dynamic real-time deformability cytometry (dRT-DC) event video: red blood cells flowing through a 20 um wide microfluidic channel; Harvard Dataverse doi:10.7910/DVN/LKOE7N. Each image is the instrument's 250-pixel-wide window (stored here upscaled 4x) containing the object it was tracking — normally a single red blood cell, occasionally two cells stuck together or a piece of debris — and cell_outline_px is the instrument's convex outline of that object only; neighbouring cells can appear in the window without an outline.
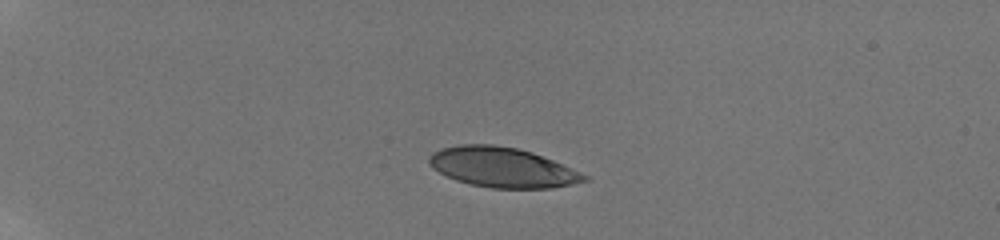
{"species": "human", "species_latin": "Homo sapiens", "temperature_condition": "room temperature", "stored_images_in_passage": 9, "camera_frame_rate_fps": 3000, "um_per_image_px": 0.085, "donor": {"sex": "male"}, "frame": {"image": 1, "passage_image": 1, "time_ms": 0.0, "image_size_px": [1000, 240], "cell_outline_px": [[588, 180], [552, 188], [492, 188], [472, 184], [456, 180], [432, 168], [428, 164], [428, 156], [432, 152], [440, 148], [460, 144], [492, 144], [516, 148], [532, 152], [552, 160], [588, 176]], "centroid_in_image_um": [42.64, 14.21], "position_along_channel_um": 42.4, "area_um2": 35.84}}
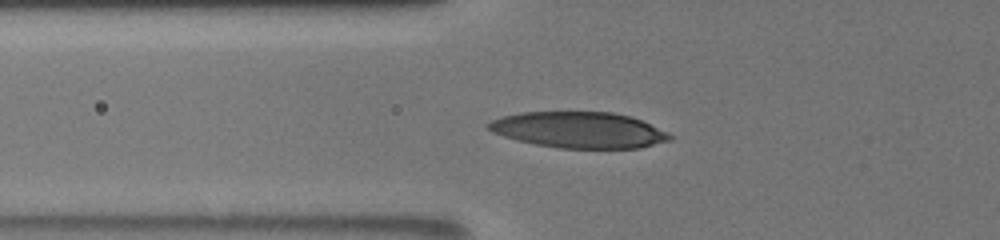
{"frame": {"image": 2, "passage_image": 6, "time_ms": 2.667, "image_size_px": [1000, 240], "cell_outline_px": [[676, 136], [672, 140], [640, 148], [556, 148], [516, 140], [492, 132], [488, 128], [488, 124], [492, 120], [500, 116], [520, 112], [612, 112], [632, 116], [668, 132]], "centroid_in_image_um": [49.25, 11.04], "position_along_channel_um": 76.6, "area_um2": 38.32}}
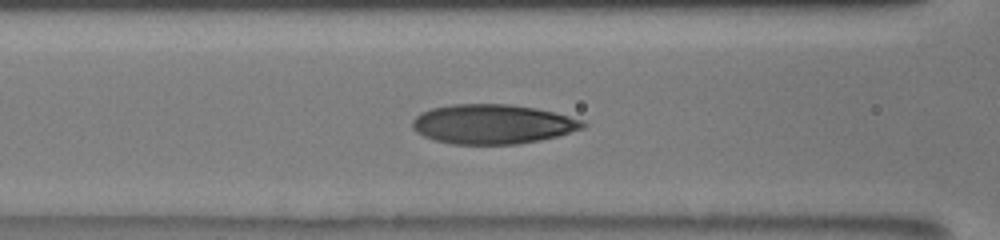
{"frame": {"image": 3, "passage_image": 8, "time_ms": 4.0, "image_size_px": [1000, 240], "cell_outline_px": [[588, 124], [584, 128], [556, 136], [540, 140], [516, 144], [452, 144], [436, 140], [424, 136], [416, 132], [412, 128], [412, 120], [420, 112], [432, 108], [452, 104], [508, 104], [536, 108], [584, 120]], "centroid_in_image_um": [41.86, 10.55], "position_along_channel_um": 124.7, "area_um2": 39.25}}